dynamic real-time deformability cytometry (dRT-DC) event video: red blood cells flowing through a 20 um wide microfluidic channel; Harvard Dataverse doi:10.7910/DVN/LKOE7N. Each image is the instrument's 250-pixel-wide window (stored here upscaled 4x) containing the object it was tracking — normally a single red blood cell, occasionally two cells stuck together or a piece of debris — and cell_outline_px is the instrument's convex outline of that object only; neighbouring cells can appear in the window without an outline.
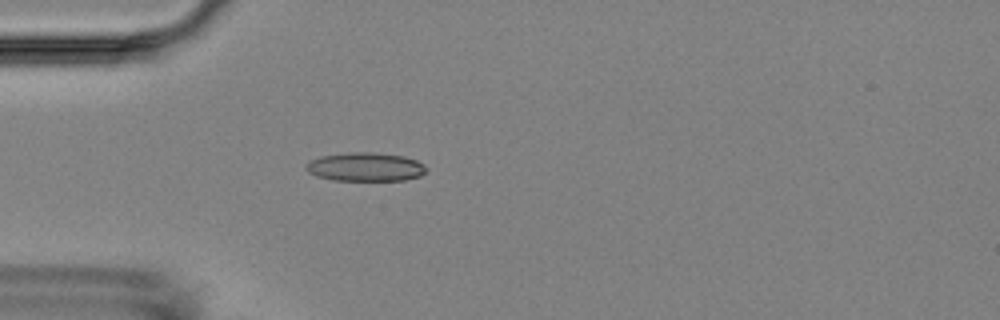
{"species": "Egyptian fruit bat (a non-hibernating species)", "species_latin": "Rousettus aegyptiacus", "temperature_condition": "room temperature", "stored_images_in_passage": 5, "camera_frame_rate_fps": 3000, "um_per_image_px": 0.085, "animal": {"sex": "female"}, "frame": {"image": 1, "passage_image": 5, "time_ms": 4.667, "image_size_px": [1000, 320], "cell_outline_px": [[428, 168], [420, 176], [404, 180], [332, 180], [316, 176], [308, 172], [304, 168], [312, 160], [320, 156], [348, 152], [376, 152], [404, 156], [416, 160], [424, 164]], "centroid_in_image_um": [31.07, 14.18], "position_along_channel_um": 53.9, "area_um2": 20.17}}